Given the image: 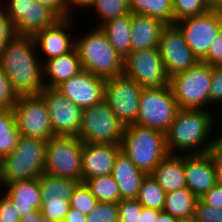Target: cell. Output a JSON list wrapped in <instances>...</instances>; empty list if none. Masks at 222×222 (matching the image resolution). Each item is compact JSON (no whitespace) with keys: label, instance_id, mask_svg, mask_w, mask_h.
I'll return each mask as SVG.
<instances>
[{"label":"cell","instance_id":"3","mask_svg":"<svg viewBox=\"0 0 222 222\" xmlns=\"http://www.w3.org/2000/svg\"><path fill=\"white\" fill-rule=\"evenodd\" d=\"M120 146L132 163L146 174H151L169 155L163 132L137 124L125 126Z\"/></svg>","mask_w":222,"mask_h":222},{"label":"cell","instance_id":"5","mask_svg":"<svg viewBox=\"0 0 222 222\" xmlns=\"http://www.w3.org/2000/svg\"><path fill=\"white\" fill-rule=\"evenodd\" d=\"M47 141L20 136L17 146L0 160V185L34 179L44 173Z\"/></svg>","mask_w":222,"mask_h":222},{"label":"cell","instance_id":"39","mask_svg":"<svg viewBox=\"0 0 222 222\" xmlns=\"http://www.w3.org/2000/svg\"><path fill=\"white\" fill-rule=\"evenodd\" d=\"M18 94L13 90L11 82L0 67V108L13 110Z\"/></svg>","mask_w":222,"mask_h":222},{"label":"cell","instance_id":"9","mask_svg":"<svg viewBox=\"0 0 222 222\" xmlns=\"http://www.w3.org/2000/svg\"><path fill=\"white\" fill-rule=\"evenodd\" d=\"M178 110L179 107L170 85L160 88H143L135 124L166 134Z\"/></svg>","mask_w":222,"mask_h":222},{"label":"cell","instance_id":"37","mask_svg":"<svg viewBox=\"0 0 222 222\" xmlns=\"http://www.w3.org/2000/svg\"><path fill=\"white\" fill-rule=\"evenodd\" d=\"M87 222H118V206L112 202H98L87 215Z\"/></svg>","mask_w":222,"mask_h":222},{"label":"cell","instance_id":"31","mask_svg":"<svg viewBox=\"0 0 222 222\" xmlns=\"http://www.w3.org/2000/svg\"><path fill=\"white\" fill-rule=\"evenodd\" d=\"M84 183L98 202L118 203L121 200L119 186L111 174L87 179Z\"/></svg>","mask_w":222,"mask_h":222},{"label":"cell","instance_id":"18","mask_svg":"<svg viewBox=\"0 0 222 222\" xmlns=\"http://www.w3.org/2000/svg\"><path fill=\"white\" fill-rule=\"evenodd\" d=\"M184 175L187 188L198 198L216 185L213 149L203 154H184Z\"/></svg>","mask_w":222,"mask_h":222},{"label":"cell","instance_id":"34","mask_svg":"<svg viewBox=\"0 0 222 222\" xmlns=\"http://www.w3.org/2000/svg\"><path fill=\"white\" fill-rule=\"evenodd\" d=\"M174 24L179 20L202 15L210 10L209 0H172Z\"/></svg>","mask_w":222,"mask_h":222},{"label":"cell","instance_id":"44","mask_svg":"<svg viewBox=\"0 0 222 222\" xmlns=\"http://www.w3.org/2000/svg\"><path fill=\"white\" fill-rule=\"evenodd\" d=\"M202 62L211 66L222 64V30L210 45L209 51Z\"/></svg>","mask_w":222,"mask_h":222},{"label":"cell","instance_id":"21","mask_svg":"<svg viewBox=\"0 0 222 222\" xmlns=\"http://www.w3.org/2000/svg\"><path fill=\"white\" fill-rule=\"evenodd\" d=\"M4 186L7 188L4 195L13 203L20 217L40 209L42 193L39 177L14 181Z\"/></svg>","mask_w":222,"mask_h":222},{"label":"cell","instance_id":"38","mask_svg":"<svg viewBox=\"0 0 222 222\" xmlns=\"http://www.w3.org/2000/svg\"><path fill=\"white\" fill-rule=\"evenodd\" d=\"M117 206L118 222H140L143 206L137 199H121Z\"/></svg>","mask_w":222,"mask_h":222},{"label":"cell","instance_id":"29","mask_svg":"<svg viewBox=\"0 0 222 222\" xmlns=\"http://www.w3.org/2000/svg\"><path fill=\"white\" fill-rule=\"evenodd\" d=\"M130 12L147 15L165 24H174L172 0H128Z\"/></svg>","mask_w":222,"mask_h":222},{"label":"cell","instance_id":"40","mask_svg":"<svg viewBox=\"0 0 222 222\" xmlns=\"http://www.w3.org/2000/svg\"><path fill=\"white\" fill-rule=\"evenodd\" d=\"M193 222H222V208H215L197 200Z\"/></svg>","mask_w":222,"mask_h":222},{"label":"cell","instance_id":"20","mask_svg":"<svg viewBox=\"0 0 222 222\" xmlns=\"http://www.w3.org/2000/svg\"><path fill=\"white\" fill-rule=\"evenodd\" d=\"M71 20L70 17L61 18L54 25L40 30L32 36L36 47L39 46L46 54L47 58L42 64L49 59L67 54L75 48V41H72L71 34L68 35L66 32L71 25Z\"/></svg>","mask_w":222,"mask_h":222},{"label":"cell","instance_id":"17","mask_svg":"<svg viewBox=\"0 0 222 222\" xmlns=\"http://www.w3.org/2000/svg\"><path fill=\"white\" fill-rule=\"evenodd\" d=\"M105 82V78L82 70L56 88L72 103L85 109L104 99Z\"/></svg>","mask_w":222,"mask_h":222},{"label":"cell","instance_id":"24","mask_svg":"<svg viewBox=\"0 0 222 222\" xmlns=\"http://www.w3.org/2000/svg\"><path fill=\"white\" fill-rule=\"evenodd\" d=\"M43 71L44 77L49 78H46L44 81L45 87L56 88L63 81L68 80L82 71L77 50L74 48L67 54L47 60L43 64Z\"/></svg>","mask_w":222,"mask_h":222},{"label":"cell","instance_id":"56","mask_svg":"<svg viewBox=\"0 0 222 222\" xmlns=\"http://www.w3.org/2000/svg\"><path fill=\"white\" fill-rule=\"evenodd\" d=\"M48 222H64V220L51 221L48 219Z\"/></svg>","mask_w":222,"mask_h":222},{"label":"cell","instance_id":"26","mask_svg":"<svg viewBox=\"0 0 222 222\" xmlns=\"http://www.w3.org/2000/svg\"><path fill=\"white\" fill-rule=\"evenodd\" d=\"M131 24L129 13L110 19L100 26L112 47L124 59L131 52Z\"/></svg>","mask_w":222,"mask_h":222},{"label":"cell","instance_id":"43","mask_svg":"<svg viewBox=\"0 0 222 222\" xmlns=\"http://www.w3.org/2000/svg\"><path fill=\"white\" fill-rule=\"evenodd\" d=\"M0 222H20L19 213L5 195L0 197Z\"/></svg>","mask_w":222,"mask_h":222},{"label":"cell","instance_id":"42","mask_svg":"<svg viewBox=\"0 0 222 222\" xmlns=\"http://www.w3.org/2000/svg\"><path fill=\"white\" fill-rule=\"evenodd\" d=\"M222 101V64L213 66L210 86V105Z\"/></svg>","mask_w":222,"mask_h":222},{"label":"cell","instance_id":"2","mask_svg":"<svg viewBox=\"0 0 222 222\" xmlns=\"http://www.w3.org/2000/svg\"><path fill=\"white\" fill-rule=\"evenodd\" d=\"M213 118L215 117L208 109H179L165 134L169 154H177L175 149L181 151V155L182 152H186L185 154L210 152L215 144L214 139L208 143L214 125Z\"/></svg>","mask_w":222,"mask_h":222},{"label":"cell","instance_id":"49","mask_svg":"<svg viewBox=\"0 0 222 222\" xmlns=\"http://www.w3.org/2000/svg\"><path fill=\"white\" fill-rule=\"evenodd\" d=\"M213 164L215 167L216 182L222 185V155L213 148Z\"/></svg>","mask_w":222,"mask_h":222},{"label":"cell","instance_id":"4","mask_svg":"<svg viewBox=\"0 0 222 222\" xmlns=\"http://www.w3.org/2000/svg\"><path fill=\"white\" fill-rule=\"evenodd\" d=\"M75 49L78 52L82 70L105 79L123 74L124 58L112 47L99 26L87 35L75 39Z\"/></svg>","mask_w":222,"mask_h":222},{"label":"cell","instance_id":"36","mask_svg":"<svg viewBox=\"0 0 222 222\" xmlns=\"http://www.w3.org/2000/svg\"><path fill=\"white\" fill-rule=\"evenodd\" d=\"M70 200L62 198H49L47 201H42L40 211L42 216L51 221L64 220L70 209Z\"/></svg>","mask_w":222,"mask_h":222},{"label":"cell","instance_id":"48","mask_svg":"<svg viewBox=\"0 0 222 222\" xmlns=\"http://www.w3.org/2000/svg\"><path fill=\"white\" fill-rule=\"evenodd\" d=\"M64 222H87V215L82 213L80 210L70 207L64 218Z\"/></svg>","mask_w":222,"mask_h":222},{"label":"cell","instance_id":"53","mask_svg":"<svg viewBox=\"0 0 222 222\" xmlns=\"http://www.w3.org/2000/svg\"><path fill=\"white\" fill-rule=\"evenodd\" d=\"M210 9L222 16V0H211Z\"/></svg>","mask_w":222,"mask_h":222},{"label":"cell","instance_id":"32","mask_svg":"<svg viewBox=\"0 0 222 222\" xmlns=\"http://www.w3.org/2000/svg\"><path fill=\"white\" fill-rule=\"evenodd\" d=\"M165 199L166 193L160 187L157 180L151 174H146L137 196L138 202L143 207L162 211Z\"/></svg>","mask_w":222,"mask_h":222},{"label":"cell","instance_id":"6","mask_svg":"<svg viewBox=\"0 0 222 222\" xmlns=\"http://www.w3.org/2000/svg\"><path fill=\"white\" fill-rule=\"evenodd\" d=\"M212 73L213 66L199 61L187 71L170 78L169 85L179 109H207L210 104Z\"/></svg>","mask_w":222,"mask_h":222},{"label":"cell","instance_id":"54","mask_svg":"<svg viewBox=\"0 0 222 222\" xmlns=\"http://www.w3.org/2000/svg\"><path fill=\"white\" fill-rule=\"evenodd\" d=\"M214 149L222 155V135L215 139Z\"/></svg>","mask_w":222,"mask_h":222},{"label":"cell","instance_id":"7","mask_svg":"<svg viewBox=\"0 0 222 222\" xmlns=\"http://www.w3.org/2000/svg\"><path fill=\"white\" fill-rule=\"evenodd\" d=\"M83 141L78 136L55 135L46 144L44 173L82 182Z\"/></svg>","mask_w":222,"mask_h":222},{"label":"cell","instance_id":"41","mask_svg":"<svg viewBox=\"0 0 222 222\" xmlns=\"http://www.w3.org/2000/svg\"><path fill=\"white\" fill-rule=\"evenodd\" d=\"M15 35L6 8L3 9L0 5V54Z\"/></svg>","mask_w":222,"mask_h":222},{"label":"cell","instance_id":"13","mask_svg":"<svg viewBox=\"0 0 222 222\" xmlns=\"http://www.w3.org/2000/svg\"><path fill=\"white\" fill-rule=\"evenodd\" d=\"M5 7L18 35L33 36L61 19L52 9L35 0H9Z\"/></svg>","mask_w":222,"mask_h":222},{"label":"cell","instance_id":"27","mask_svg":"<svg viewBox=\"0 0 222 222\" xmlns=\"http://www.w3.org/2000/svg\"><path fill=\"white\" fill-rule=\"evenodd\" d=\"M198 199L188 188L166 193L162 212L175 217L179 221H192Z\"/></svg>","mask_w":222,"mask_h":222},{"label":"cell","instance_id":"51","mask_svg":"<svg viewBox=\"0 0 222 222\" xmlns=\"http://www.w3.org/2000/svg\"><path fill=\"white\" fill-rule=\"evenodd\" d=\"M41 216L42 212L40 209H36L35 211L30 212V215L20 217V222H35V220H38Z\"/></svg>","mask_w":222,"mask_h":222},{"label":"cell","instance_id":"19","mask_svg":"<svg viewBox=\"0 0 222 222\" xmlns=\"http://www.w3.org/2000/svg\"><path fill=\"white\" fill-rule=\"evenodd\" d=\"M120 150L118 144L83 143L82 183L87 179L111 174Z\"/></svg>","mask_w":222,"mask_h":222},{"label":"cell","instance_id":"11","mask_svg":"<svg viewBox=\"0 0 222 222\" xmlns=\"http://www.w3.org/2000/svg\"><path fill=\"white\" fill-rule=\"evenodd\" d=\"M13 110L20 136L43 141L55 136L46 102L40 95L18 96Z\"/></svg>","mask_w":222,"mask_h":222},{"label":"cell","instance_id":"30","mask_svg":"<svg viewBox=\"0 0 222 222\" xmlns=\"http://www.w3.org/2000/svg\"><path fill=\"white\" fill-rule=\"evenodd\" d=\"M19 137L14 110L0 108V160L14 150Z\"/></svg>","mask_w":222,"mask_h":222},{"label":"cell","instance_id":"33","mask_svg":"<svg viewBox=\"0 0 222 222\" xmlns=\"http://www.w3.org/2000/svg\"><path fill=\"white\" fill-rule=\"evenodd\" d=\"M90 8H95L100 16L99 27L110 19L131 13L128 0H93Z\"/></svg>","mask_w":222,"mask_h":222},{"label":"cell","instance_id":"46","mask_svg":"<svg viewBox=\"0 0 222 222\" xmlns=\"http://www.w3.org/2000/svg\"><path fill=\"white\" fill-rule=\"evenodd\" d=\"M52 9L60 18H66L65 0H35Z\"/></svg>","mask_w":222,"mask_h":222},{"label":"cell","instance_id":"50","mask_svg":"<svg viewBox=\"0 0 222 222\" xmlns=\"http://www.w3.org/2000/svg\"><path fill=\"white\" fill-rule=\"evenodd\" d=\"M161 212L160 210L142 207L140 222H154Z\"/></svg>","mask_w":222,"mask_h":222},{"label":"cell","instance_id":"23","mask_svg":"<svg viewBox=\"0 0 222 222\" xmlns=\"http://www.w3.org/2000/svg\"><path fill=\"white\" fill-rule=\"evenodd\" d=\"M111 175L119 186L121 199H137L146 173L138 169L121 150L116 155Z\"/></svg>","mask_w":222,"mask_h":222},{"label":"cell","instance_id":"22","mask_svg":"<svg viewBox=\"0 0 222 222\" xmlns=\"http://www.w3.org/2000/svg\"><path fill=\"white\" fill-rule=\"evenodd\" d=\"M131 23V51L158 47L165 23L133 12H131Z\"/></svg>","mask_w":222,"mask_h":222},{"label":"cell","instance_id":"16","mask_svg":"<svg viewBox=\"0 0 222 222\" xmlns=\"http://www.w3.org/2000/svg\"><path fill=\"white\" fill-rule=\"evenodd\" d=\"M158 48L170 78L180 72L187 71L199 62L176 24H166Z\"/></svg>","mask_w":222,"mask_h":222},{"label":"cell","instance_id":"1","mask_svg":"<svg viewBox=\"0 0 222 222\" xmlns=\"http://www.w3.org/2000/svg\"><path fill=\"white\" fill-rule=\"evenodd\" d=\"M35 49L31 35L16 34L0 54V67L18 96L39 95L45 88L40 64L44 60L37 58Z\"/></svg>","mask_w":222,"mask_h":222},{"label":"cell","instance_id":"8","mask_svg":"<svg viewBox=\"0 0 222 222\" xmlns=\"http://www.w3.org/2000/svg\"><path fill=\"white\" fill-rule=\"evenodd\" d=\"M125 126L115 115L108 102L83 109L78 137L83 143L121 144Z\"/></svg>","mask_w":222,"mask_h":222},{"label":"cell","instance_id":"47","mask_svg":"<svg viewBox=\"0 0 222 222\" xmlns=\"http://www.w3.org/2000/svg\"><path fill=\"white\" fill-rule=\"evenodd\" d=\"M93 0H65L66 3V18L67 17H72V9L73 7L75 8L76 6L79 8H90L92 5ZM87 7V8H86ZM72 8V9H71Z\"/></svg>","mask_w":222,"mask_h":222},{"label":"cell","instance_id":"12","mask_svg":"<svg viewBox=\"0 0 222 222\" xmlns=\"http://www.w3.org/2000/svg\"><path fill=\"white\" fill-rule=\"evenodd\" d=\"M142 89L124 74L106 78L104 99L124 126L137 121Z\"/></svg>","mask_w":222,"mask_h":222},{"label":"cell","instance_id":"15","mask_svg":"<svg viewBox=\"0 0 222 222\" xmlns=\"http://www.w3.org/2000/svg\"><path fill=\"white\" fill-rule=\"evenodd\" d=\"M46 102L54 135L78 136L83 109L57 88L45 87L39 94Z\"/></svg>","mask_w":222,"mask_h":222},{"label":"cell","instance_id":"45","mask_svg":"<svg viewBox=\"0 0 222 222\" xmlns=\"http://www.w3.org/2000/svg\"><path fill=\"white\" fill-rule=\"evenodd\" d=\"M199 199L209 206L222 208V185L217 183Z\"/></svg>","mask_w":222,"mask_h":222},{"label":"cell","instance_id":"35","mask_svg":"<svg viewBox=\"0 0 222 222\" xmlns=\"http://www.w3.org/2000/svg\"><path fill=\"white\" fill-rule=\"evenodd\" d=\"M70 207L80 210L88 215L98 204L96 197L91 193L85 183H79L70 198Z\"/></svg>","mask_w":222,"mask_h":222},{"label":"cell","instance_id":"55","mask_svg":"<svg viewBox=\"0 0 222 222\" xmlns=\"http://www.w3.org/2000/svg\"><path fill=\"white\" fill-rule=\"evenodd\" d=\"M35 222H48V219L44 216H41L38 220H35Z\"/></svg>","mask_w":222,"mask_h":222},{"label":"cell","instance_id":"52","mask_svg":"<svg viewBox=\"0 0 222 222\" xmlns=\"http://www.w3.org/2000/svg\"><path fill=\"white\" fill-rule=\"evenodd\" d=\"M154 222H179L178 219H176L175 217H172L171 215L169 214H166L164 212H161L159 215H158V218L156 219V221Z\"/></svg>","mask_w":222,"mask_h":222},{"label":"cell","instance_id":"10","mask_svg":"<svg viewBox=\"0 0 222 222\" xmlns=\"http://www.w3.org/2000/svg\"><path fill=\"white\" fill-rule=\"evenodd\" d=\"M123 74L143 88H160L170 84L158 47L131 51L124 59Z\"/></svg>","mask_w":222,"mask_h":222},{"label":"cell","instance_id":"28","mask_svg":"<svg viewBox=\"0 0 222 222\" xmlns=\"http://www.w3.org/2000/svg\"><path fill=\"white\" fill-rule=\"evenodd\" d=\"M39 183L42 193V201H47L49 198H62L70 200L74 189L80 183L71 178H64L43 173L39 177Z\"/></svg>","mask_w":222,"mask_h":222},{"label":"cell","instance_id":"14","mask_svg":"<svg viewBox=\"0 0 222 222\" xmlns=\"http://www.w3.org/2000/svg\"><path fill=\"white\" fill-rule=\"evenodd\" d=\"M175 24L181 30L184 40L199 61H202L210 48L211 43L222 30V16L213 10L188 17Z\"/></svg>","mask_w":222,"mask_h":222},{"label":"cell","instance_id":"25","mask_svg":"<svg viewBox=\"0 0 222 222\" xmlns=\"http://www.w3.org/2000/svg\"><path fill=\"white\" fill-rule=\"evenodd\" d=\"M169 154L154 169L151 175L160 187L169 193L181 188H187L184 175V153Z\"/></svg>","mask_w":222,"mask_h":222}]
</instances>
